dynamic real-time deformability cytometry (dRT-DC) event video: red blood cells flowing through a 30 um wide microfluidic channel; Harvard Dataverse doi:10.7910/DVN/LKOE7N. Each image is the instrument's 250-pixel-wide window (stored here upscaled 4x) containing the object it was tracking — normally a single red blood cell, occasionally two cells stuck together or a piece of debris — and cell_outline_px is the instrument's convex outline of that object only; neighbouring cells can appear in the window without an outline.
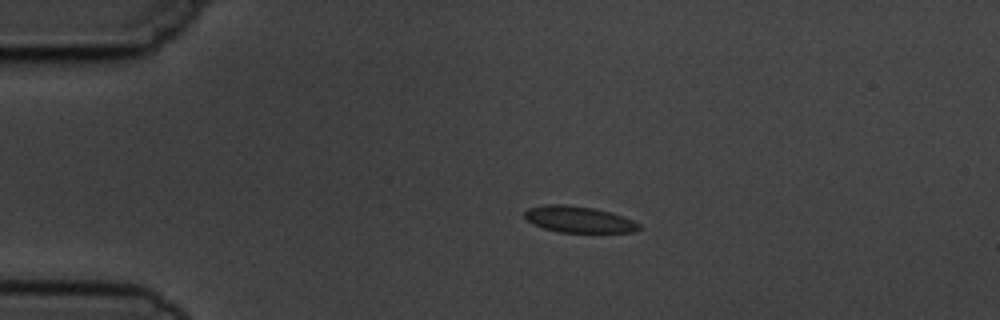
{"species": "common noctule bat (a hibernating species)", "species_latin": "Nyctalus noctula", "temperature_condition": "cold", "stored_images_in_passage": 5, "camera_frame_rate_fps": 3000, "um_per_image_px": 0.085, "animal": {"sex": "male", "body_mass_g": 19.5, "forearm_length_mm": 54.6}, "frame": {"image": 1, "passage_image": 4, "time_ms": 3.333, "image_size_px": [1000, 320], "cell_outline_px": [[640, 228], [636, 232], [560, 232], [544, 228], [532, 224], [524, 216], [524, 212], [528, 208], [548, 204], [564, 204], [592, 208], [608, 212], [632, 220], [640, 224]], "centroid_in_image_um": [49.16, 18.65], "position_along_channel_um": 35.8, "area_um2": 17.28}}